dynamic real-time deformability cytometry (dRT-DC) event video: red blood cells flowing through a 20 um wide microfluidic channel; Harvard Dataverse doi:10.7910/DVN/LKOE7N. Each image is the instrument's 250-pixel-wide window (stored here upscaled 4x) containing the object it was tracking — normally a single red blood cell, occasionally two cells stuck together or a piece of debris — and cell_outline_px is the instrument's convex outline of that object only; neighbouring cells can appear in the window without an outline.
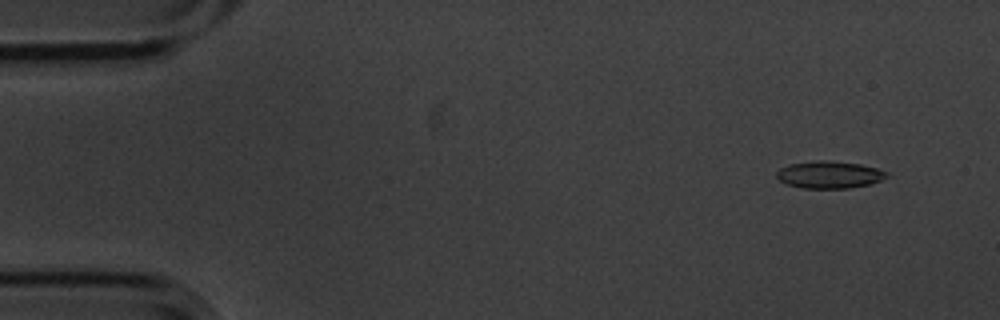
{"species": "common noctule bat (a hibernating species)", "species_latin": "Nyctalus noctula", "temperature_condition": "cold", "stored_images_in_passage": 5, "camera_frame_rate_fps": 3000, "um_per_image_px": 0.085, "animal": {"sex": "male", "body_mass_g": 20.1, "forearm_length_mm": 53.5}, "frame": {"image": 1, "passage_image": 2, "time_ms": 0.333, "image_size_px": [1000, 320], "cell_outline_px": [[888, 176], [880, 180], [868, 184], [848, 188], [800, 188], [788, 184], [780, 180], [776, 176], [776, 172], [780, 168], [792, 164], [820, 160], [824, 160], [860, 164], [876, 168], [888, 172]], "centroid_in_image_um": [70.49, 14.85], "position_along_channel_um": 14.5, "area_um2": 17.17}}
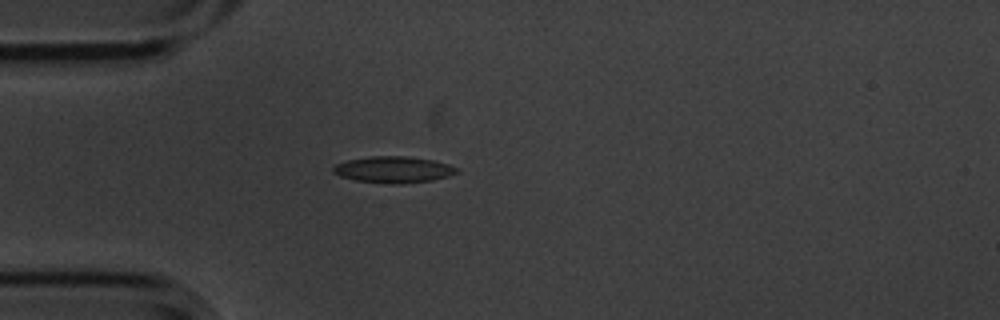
{"frame": {"image": 2, "passage_image": 5, "time_ms": 1.333, "image_size_px": [1000, 320], "cell_outline_px": [[460, 172], [448, 176], [432, 180], [400, 184], [392, 184], [356, 180], [340, 176], [332, 172], [332, 168], [336, 164], [348, 160], [372, 156], [404, 156], [432, 160], [448, 164], [456, 168]], "centroid_in_image_um": [33.44, 14.42], "position_along_channel_um": 51.6, "area_um2": 18.84}}